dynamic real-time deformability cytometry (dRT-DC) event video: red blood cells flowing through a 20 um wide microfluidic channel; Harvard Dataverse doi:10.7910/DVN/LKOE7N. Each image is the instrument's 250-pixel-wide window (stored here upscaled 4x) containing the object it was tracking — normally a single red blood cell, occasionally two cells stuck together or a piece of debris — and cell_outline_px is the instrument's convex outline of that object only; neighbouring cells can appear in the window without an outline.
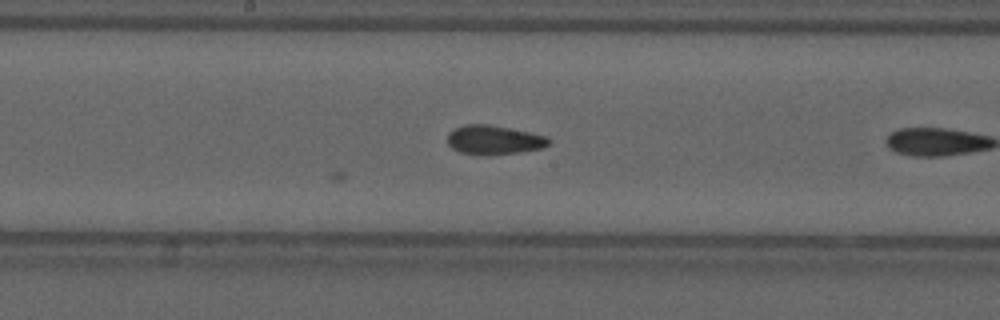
{"species": "common noctule bat (a hibernating species)", "species_latin": "Nyctalus noctula", "temperature_condition": "cold", "stored_images_in_passage": 26, "camera_frame_rate_fps": 3000, "um_per_image_px": 0.085, "animal": {"sex": "male", "forearm_length_mm": 52.5}, "frame": {"image": 1, "passage_image": 26, "time_ms": 8.333, "image_size_px": [1000, 320], "cell_outline_px": [[552, 140], [544, 148], [520, 152], [484, 156], [460, 152], [452, 148], [448, 144], [448, 132], [464, 124], [488, 124], [548, 136]], "centroid_in_image_um": [42.0, 11.9], "position_along_channel_um": 206.2, "area_um2": 17.34}}